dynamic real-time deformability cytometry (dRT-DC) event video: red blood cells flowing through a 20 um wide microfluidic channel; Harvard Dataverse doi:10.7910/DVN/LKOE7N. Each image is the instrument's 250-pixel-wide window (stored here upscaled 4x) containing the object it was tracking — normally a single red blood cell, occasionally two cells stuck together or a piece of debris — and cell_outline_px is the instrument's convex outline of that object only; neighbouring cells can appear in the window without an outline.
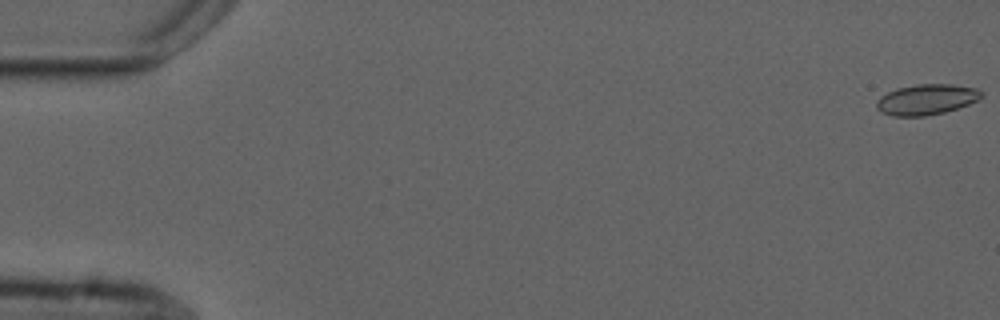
{"species": "common noctule bat (a hibernating species)", "species_latin": "Nyctalus noctula", "temperature_condition": "cold", "stored_images_in_passage": 55, "camera_frame_rate_fps": 3000, "um_per_image_px": 0.085, "animal": {"sex": "male", "forearm_length_mm": 52.5}, "frame": {"image": 1, "passage_image": 1, "time_ms": 0.0, "image_size_px": [1000, 320], "cell_outline_px": [[984, 96], [968, 104], [944, 112], [924, 116], [892, 116], [880, 112], [876, 108], [876, 100], [880, 96], [896, 88], [916, 84], [952, 84], [976, 88], [984, 92]], "centroid_in_image_um": [78.72, 8.45], "position_along_channel_um": 6.3, "area_um2": 18.79}}
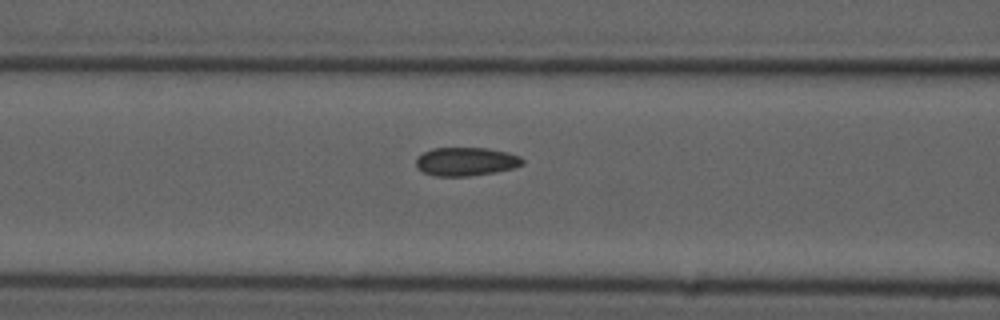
{"frame": {"image": 2, "passage_image": 23, "time_ms": 7.333, "image_size_px": [1000, 320], "cell_outline_px": [[524, 164], [512, 168], [496, 172], [468, 176], [436, 176], [424, 172], [416, 168], [416, 156], [432, 148], [488, 148], [508, 152], [520, 156], [524, 160]], "centroid_in_image_um": [39.6, 13.73], "position_along_channel_um": 127.0, "area_um2": 17.8}}
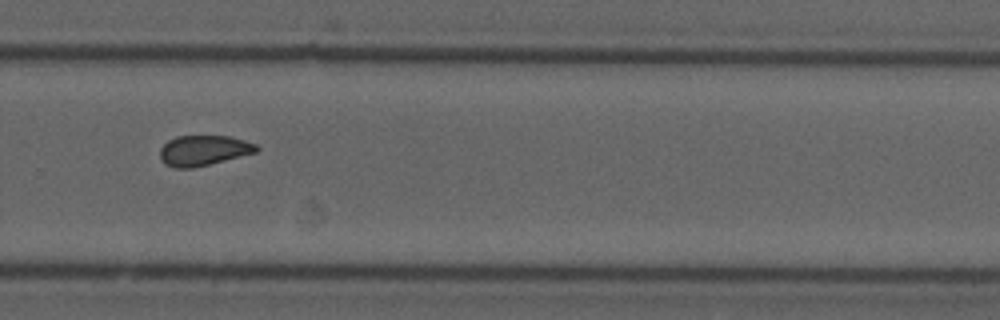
{"frame": {"image": 3, "passage_image": 38, "time_ms": 12.333, "image_size_px": [1000, 320], "cell_outline_px": [[260, 148], [256, 152], [192, 168], [176, 168], [164, 164], [160, 160], [160, 148], [168, 140], [176, 136], [228, 136], [244, 140], [256, 144]], "centroid_in_image_um": [17.27, 12.78], "position_along_channel_um": 312.5, "area_um2": 16.94}, "authors_computed_cell_mechanics": {"area_um2": 17.8024, "velocity_mm_per_s": 3.7206, "shape_relaxation_time_tau1_ms": null, "shape_relaxation_time_tau2_ms": 2.3516, "deformation_change_tau1": null, "deformation_change_tau2": 0.0703}}